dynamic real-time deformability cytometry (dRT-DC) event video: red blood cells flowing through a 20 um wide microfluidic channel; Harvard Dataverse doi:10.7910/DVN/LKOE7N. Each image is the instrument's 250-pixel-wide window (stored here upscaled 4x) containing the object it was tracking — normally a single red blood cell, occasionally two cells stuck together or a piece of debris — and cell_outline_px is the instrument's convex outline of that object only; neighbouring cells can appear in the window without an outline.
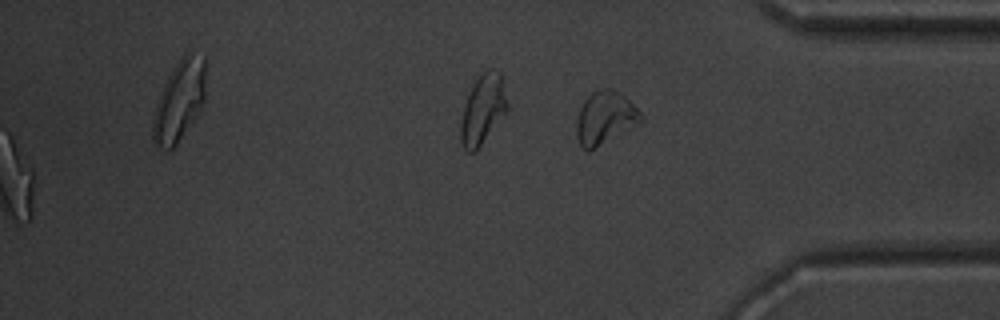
{"species": "common noctule bat (a hibernating species)", "species_latin": "Nyctalus noctula", "temperature_condition": "warm", "stored_images_in_passage": 33, "segment_of_instrument_passage": [2, 2], "camera_frame_rate_fps": 3000, "um_per_image_px": 0.085, "animal": {"sex": "male", "body_mass_g": 20.1, "forearm_length_mm": 53.5}, "frame": {"image": 1, "passage_image": 33, "time_ms": 10.667, "image_size_px": [1000, 320], "cell_outline_px": [[644, 120], [592, 148], [584, 148], [580, 144], [576, 136], [576, 120], [580, 108], [584, 100], [596, 88], [612, 88], [620, 92], [644, 116]], "centroid_in_image_um": [51.41, 9.94], "position_along_channel_um": 383.8, "area_um2": 19.31}}